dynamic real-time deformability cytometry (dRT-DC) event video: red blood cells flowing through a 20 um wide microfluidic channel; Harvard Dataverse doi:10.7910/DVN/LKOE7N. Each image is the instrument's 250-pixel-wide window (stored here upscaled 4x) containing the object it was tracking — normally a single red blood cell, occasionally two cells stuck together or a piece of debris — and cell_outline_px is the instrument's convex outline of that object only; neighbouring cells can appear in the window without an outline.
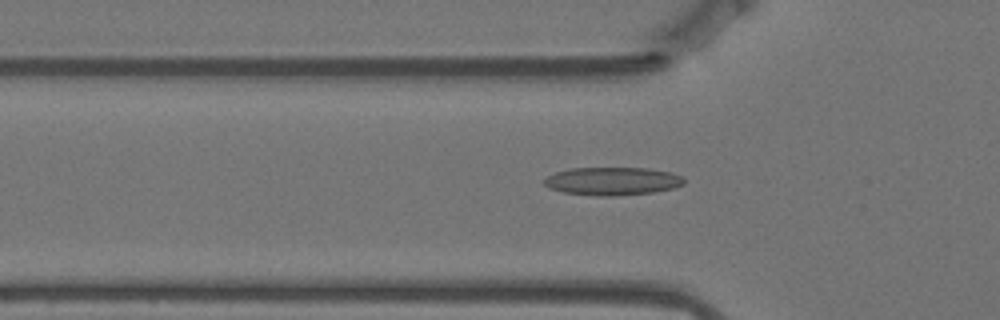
{"species": "Egyptian fruit bat (a non-hibernating species)", "species_latin": "Rousettus aegyptiacus", "temperature_condition": "warm", "stored_images_in_passage": 51, "camera_frame_rate_fps": 3000, "um_per_image_px": 0.085, "animal": {"sex": "female"}, "frame": {"image": 1, "passage_image": 18, "time_ms": 5.667, "image_size_px": [1000, 320], "cell_outline_px": [[684, 184], [672, 188], [656, 192], [616, 196], [596, 196], [564, 192], [548, 188], [544, 184], [544, 180], [548, 176], [556, 172], [572, 168], [648, 168], [672, 172], [680, 176], [684, 180]], "centroid_in_image_um": [52.06, 15.4], "position_along_channel_um": 73.7, "area_um2": 22.89}}
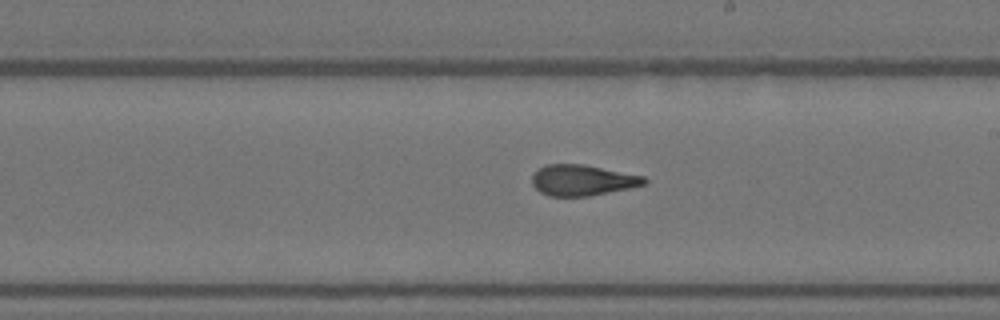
{"frame": {"image": 2, "passage_image": 32, "time_ms": 10.333, "image_size_px": [1000, 320], "cell_outline_px": [[648, 180], [644, 184], [628, 188], [588, 196], [548, 196], [540, 192], [532, 184], [532, 176], [540, 168], [548, 164], [584, 164], [644, 176]], "centroid_in_image_um": [49.49, 15.31], "position_along_channel_um": 239.5, "area_um2": 19.94}}
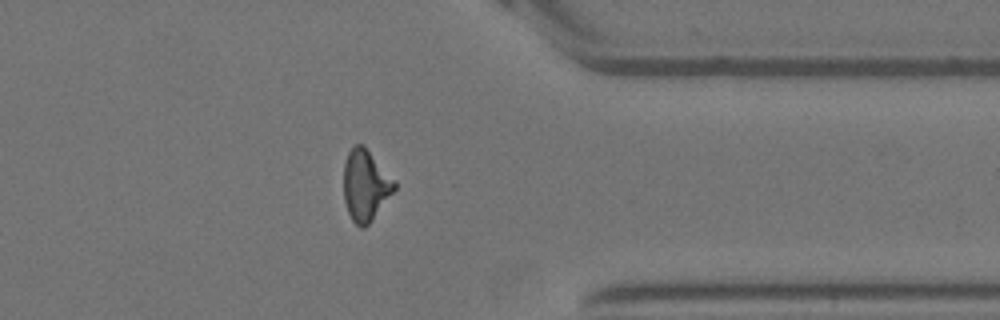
{"frame": {"image": 3, "passage_image": 45, "time_ms": 14.667, "image_size_px": [1000, 320], "cell_outline_px": [[396, 188], [372, 220], [364, 228], [360, 228], [352, 220], [348, 212], [344, 200], [344, 164], [348, 152], [356, 144], [364, 144], [396, 180]], "centroid_in_image_um": [31.08, 15.73], "position_along_channel_um": 380.3, "area_um2": 21.15}, "authors_computed_cell_mechanics": {"area_um2": 20.9236, "velocity_mm_per_s": 3.5295, "shape_relaxation_time_tau1_ms": 10.6118, "shape_relaxation_time_tau2_ms": 1.7738, "deformation_change_tau1": 0.2424, "deformation_change_tau2": 0.0976}}